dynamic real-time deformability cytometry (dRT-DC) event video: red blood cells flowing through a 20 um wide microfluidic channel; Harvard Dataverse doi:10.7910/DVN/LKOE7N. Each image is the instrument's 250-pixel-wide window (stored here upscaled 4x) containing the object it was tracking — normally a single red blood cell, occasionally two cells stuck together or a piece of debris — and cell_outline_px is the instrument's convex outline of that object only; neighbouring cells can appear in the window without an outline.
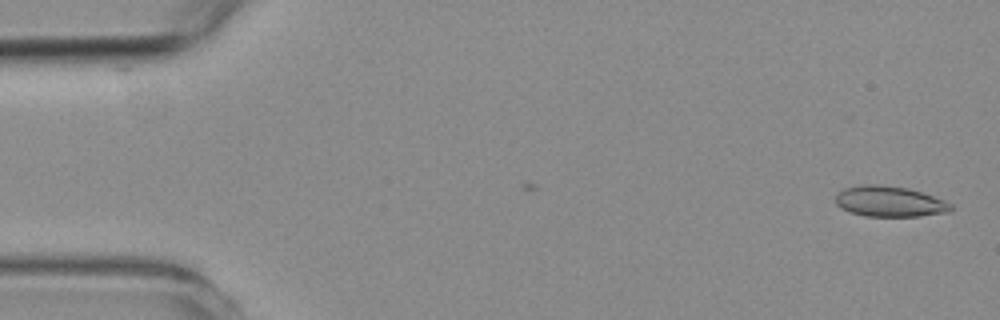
{"species": "common noctule bat (a hibernating species)", "species_latin": "Nyctalus noctula", "temperature_condition": "room temperature", "stored_images_in_passage": 55, "camera_frame_rate_fps": 3000, "um_per_image_px": 0.085, "animal": {"sex": "female", "body_mass_g": 19.3, "forearm_length_mm": 54.1}, "frame": {"image": 1, "passage_image": 2, "time_ms": 0.333, "image_size_px": [1000, 320], "cell_outline_px": [[952, 208], [948, 212], [920, 216], [864, 216], [840, 208], [836, 204], [836, 196], [844, 188], [864, 184], [880, 184], [908, 188], [944, 200], [952, 204]], "centroid_in_image_um": [75.6, 17.12], "position_along_channel_um": 9.4, "area_um2": 20.46}}
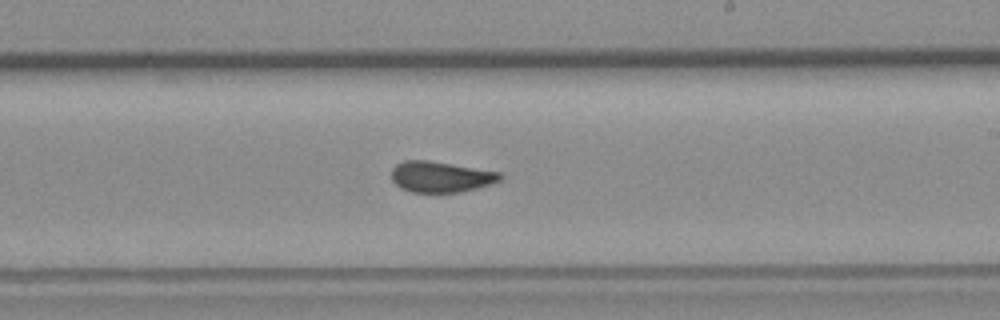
{"frame": {"image": 2, "passage_image": 32, "time_ms": 10.333, "image_size_px": [1000, 320], "cell_outline_px": [[504, 176], [500, 180], [476, 188], [460, 192], [412, 192], [400, 188], [392, 180], [392, 168], [396, 164], [404, 160], [428, 160], [500, 172]], "centroid_in_image_um": [37.43, 15.02], "position_along_channel_um": 251.6, "area_um2": 19.42}}
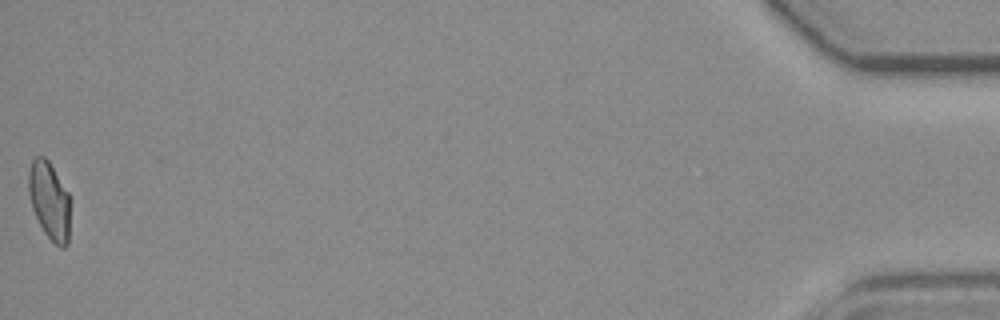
{"frame": {"image": 3, "passage_image": 55, "time_ms": 18.0, "image_size_px": [1000, 320], "cell_outline_px": [[68, 244], [64, 248], [60, 248], [44, 232], [32, 208], [28, 192], [28, 172], [32, 160], [36, 156], [44, 156], [48, 160], [68, 192]], "centroid_in_image_um": [4.17, 17.03], "position_along_channel_um": 431.0, "area_um2": 18.5}, "authors_computed_cell_mechanics": {"area_um2": 20.1144, "velocity_mm_per_s": 3.7198, "shape_relaxation_time_tau1_ms": null, "shape_relaxation_time_tau2_ms": 1.4642, "deformation_change_tau1": null, "deformation_change_tau2": 0.0675}}